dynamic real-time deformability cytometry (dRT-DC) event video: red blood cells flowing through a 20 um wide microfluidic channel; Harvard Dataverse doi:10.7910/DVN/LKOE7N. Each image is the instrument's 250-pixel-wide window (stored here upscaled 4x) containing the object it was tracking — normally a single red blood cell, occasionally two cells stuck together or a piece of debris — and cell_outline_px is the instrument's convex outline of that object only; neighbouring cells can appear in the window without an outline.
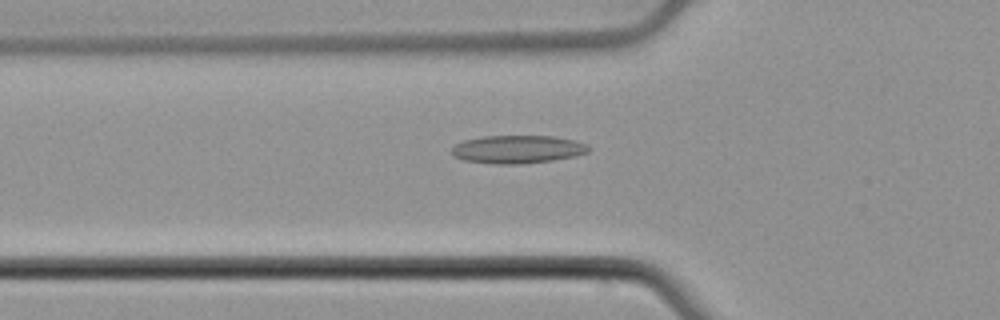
{"species": "common noctule bat (a hibernating species)", "species_latin": "Nyctalus noctula", "temperature_condition": "cold", "stored_images_in_passage": 51, "camera_frame_rate_fps": 3000, "um_per_image_px": 0.085, "animal": {"sex": "male", "body_mass_g": 21.5, "forearm_length_mm": 52.0}, "frame": {"image": 1, "passage_image": 19, "time_ms": 6.0, "image_size_px": [1000, 320], "cell_outline_px": [[592, 148], [588, 152], [576, 156], [552, 160], [520, 164], [496, 164], [464, 160], [452, 156], [452, 148], [456, 144], [464, 140], [484, 136], [556, 136], [576, 140], [588, 144]], "centroid_in_image_um": [44.04, 12.68], "position_along_channel_um": 81.8, "area_um2": 22.54}}
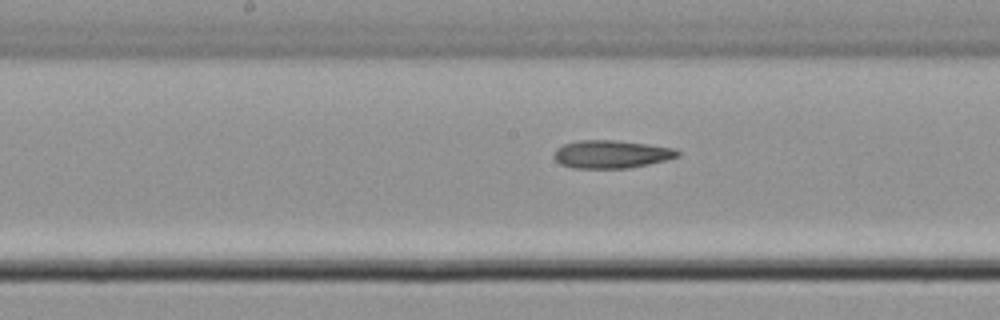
{"frame": {"image": 2, "passage_image": 28, "time_ms": 9.0, "image_size_px": [1000, 320], "cell_outline_px": [[680, 156], [648, 164], [628, 168], [572, 168], [560, 164], [552, 156], [556, 148], [564, 144], [580, 140], [616, 140], [648, 144], [676, 148], [680, 152]], "centroid_in_image_um": [51.95, 13.1], "position_along_channel_um": 196.2, "area_um2": 20.23}}
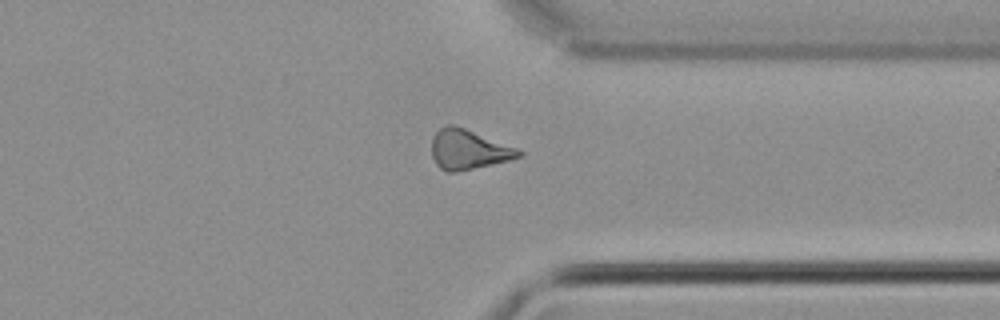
{"frame": {"image": 3, "passage_image": 42, "time_ms": 13.667, "image_size_px": [1000, 320], "cell_outline_px": [[524, 152], [520, 156], [508, 160], [492, 164], [456, 172], [444, 172], [436, 164], [432, 156], [432, 136], [440, 128], [448, 124], [452, 124], [464, 128], [516, 148]], "centroid_in_image_um": [39.76, 12.72], "position_along_channel_um": 371.6, "area_um2": 19.88}}